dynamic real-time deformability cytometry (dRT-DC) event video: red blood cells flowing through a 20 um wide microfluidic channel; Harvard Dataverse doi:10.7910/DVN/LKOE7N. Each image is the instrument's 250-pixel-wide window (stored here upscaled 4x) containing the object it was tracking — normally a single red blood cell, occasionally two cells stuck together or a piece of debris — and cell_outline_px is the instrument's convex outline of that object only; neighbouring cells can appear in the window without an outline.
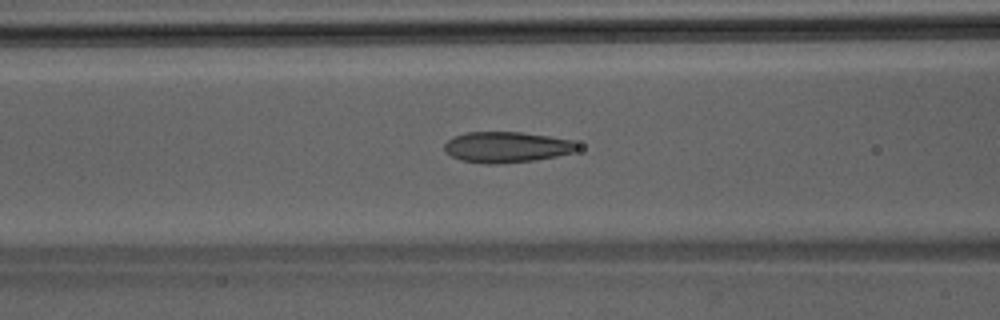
{"species": "Egyptian fruit bat (a non-hibernating species)", "species_latin": "Rousettus aegyptiacus", "temperature_condition": "room temperature", "stored_images_in_passage": 39, "camera_frame_rate_fps": 3000, "um_per_image_px": 0.085, "animal": {"sex": "male"}, "frame": {"image": 1, "passage_image": 12, "time_ms": 3.667, "image_size_px": [1000, 320], "cell_outline_px": [[580, 148], [572, 152], [556, 156], [536, 160], [500, 164], [484, 164], [460, 160], [444, 152], [444, 144], [452, 136], [468, 132], [520, 132], [548, 136], [572, 140]], "centroid_in_image_um": [43.02, 12.51], "position_along_channel_um": 123.6, "area_um2": 23.99}}
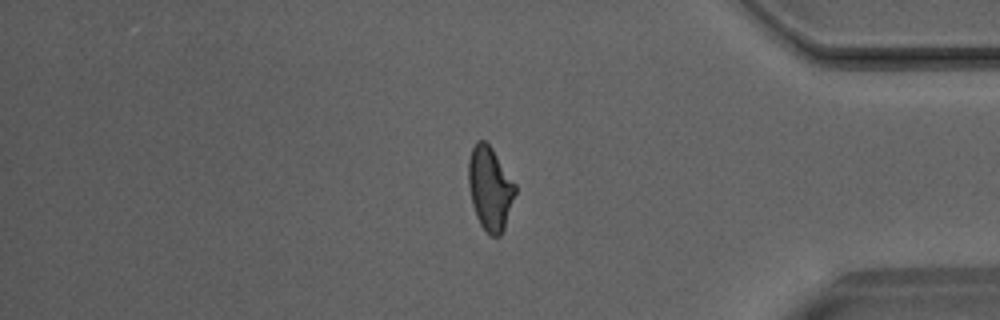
{"frame": {"image": 2, "passage_image": 32, "time_ms": 10.333, "image_size_px": [1000, 320], "cell_outline_px": [[516, 192], [504, 228], [500, 236], [492, 236], [480, 224], [476, 216], [472, 204], [468, 184], [468, 160], [472, 148], [476, 140], [484, 140], [492, 148], [516, 184]], "centroid_in_image_um": [41.64, 15.99], "position_along_channel_um": 393.6, "area_um2": 22.72}}
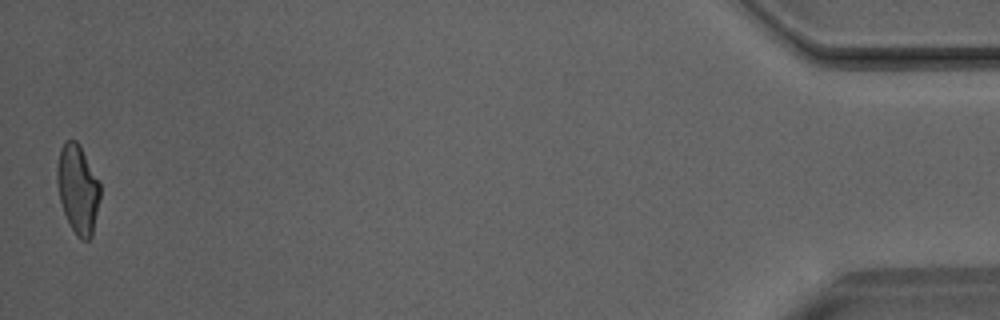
{"frame": {"image": 3, "passage_image": 39, "time_ms": 12.667, "image_size_px": [1000, 320], "cell_outline_px": [[100, 196], [92, 236], [88, 240], [80, 240], [76, 236], [64, 212], [60, 200], [56, 180], [56, 164], [60, 148], [64, 140], [76, 140], [80, 144], [100, 184]], "centroid_in_image_um": [6.6, 16.04], "position_along_channel_um": 428.6, "area_um2": 22.37}}